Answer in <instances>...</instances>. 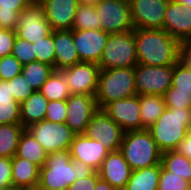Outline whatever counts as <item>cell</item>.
Returning a JSON list of instances; mask_svg holds the SVG:
<instances>
[{
    "mask_svg": "<svg viewBox=\"0 0 191 190\" xmlns=\"http://www.w3.org/2000/svg\"><path fill=\"white\" fill-rule=\"evenodd\" d=\"M47 154L41 144L25 128L19 138L16 156L28 159L41 168L45 164Z\"/></svg>",
    "mask_w": 191,
    "mask_h": 190,
    "instance_id": "obj_25",
    "label": "cell"
},
{
    "mask_svg": "<svg viewBox=\"0 0 191 190\" xmlns=\"http://www.w3.org/2000/svg\"><path fill=\"white\" fill-rule=\"evenodd\" d=\"M124 130L103 109L91 117L85 135L100 142L109 152L120 150Z\"/></svg>",
    "mask_w": 191,
    "mask_h": 190,
    "instance_id": "obj_10",
    "label": "cell"
},
{
    "mask_svg": "<svg viewBox=\"0 0 191 190\" xmlns=\"http://www.w3.org/2000/svg\"><path fill=\"white\" fill-rule=\"evenodd\" d=\"M142 130L151 127L165 110L164 97L161 95H139Z\"/></svg>",
    "mask_w": 191,
    "mask_h": 190,
    "instance_id": "obj_27",
    "label": "cell"
},
{
    "mask_svg": "<svg viewBox=\"0 0 191 190\" xmlns=\"http://www.w3.org/2000/svg\"><path fill=\"white\" fill-rule=\"evenodd\" d=\"M101 22L99 21L96 7L94 5L79 4L72 30H99Z\"/></svg>",
    "mask_w": 191,
    "mask_h": 190,
    "instance_id": "obj_32",
    "label": "cell"
},
{
    "mask_svg": "<svg viewBox=\"0 0 191 190\" xmlns=\"http://www.w3.org/2000/svg\"><path fill=\"white\" fill-rule=\"evenodd\" d=\"M39 91L48 101L67 100L72 94L60 71H54Z\"/></svg>",
    "mask_w": 191,
    "mask_h": 190,
    "instance_id": "obj_29",
    "label": "cell"
},
{
    "mask_svg": "<svg viewBox=\"0 0 191 190\" xmlns=\"http://www.w3.org/2000/svg\"><path fill=\"white\" fill-rule=\"evenodd\" d=\"M137 64L134 30L110 34L98 64L100 69L135 67Z\"/></svg>",
    "mask_w": 191,
    "mask_h": 190,
    "instance_id": "obj_6",
    "label": "cell"
},
{
    "mask_svg": "<svg viewBox=\"0 0 191 190\" xmlns=\"http://www.w3.org/2000/svg\"><path fill=\"white\" fill-rule=\"evenodd\" d=\"M8 83L14 100L20 104L28 99L33 92H35L29 83H27L22 74L17 75L15 78L9 80Z\"/></svg>",
    "mask_w": 191,
    "mask_h": 190,
    "instance_id": "obj_37",
    "label": "cell"
},
{
    "mask_svg": "<svg viewBox=\"0 0 191 190\" xmlns=\"http://www.w3.org/2000/svg\"><path fill=\"white\" fill-rule=\"evenodd\" d=\"M72 94L95 96L97 91L100 66L93 62H79L60 71Z\"/></svg>",
    "mask_w": 191,
    "mask_h": 190,
    "instance_id": "obj_13",
    "label": "cell"
},
{
    "mask_svg": "<svg viewBox=\"0 0 191 190\" xmlns=\"http://www.w3.org/2000/svg\"><path fill=\"white\" fill-rule=\"evenodd\" d=\"M100 178L96 171H85L67 190H94Z\"/></svg>",
    "mask_w": 191,
    "mask_h": 190,
    "instance_id": "obj_41",
    "label": "cell"
},
{
    "mask_svg": "<svg viewBox=\"0 0 191 190\" xmlns=\"http://www.w3.org/2000/svg\"><path fill=\"white\" fill-rule=\"evenodd\" d=\"M158 190H191V183L162 167Z\"/></svg>",
    "mask_w": 191,
    "mask_h": 190,
    "instance_id": "obj_34",
    "label": "cell"
},
{
    "mask_svg": "<svg viewBox=\"0 0 191 190\" xmlns=\"http://www.w3.org/2000/svg\"><path fill=\"white\" fill-rule=\"evenodd\" d=\"M23 65L11 54L0 58V80L9 81L20 75Z\"/></svg>",
    "mask_w": 191,
    "mask_h": 190,
    "instance_id": "obj_39",
    "label": "cell"
},
{
    "mask_svg": "<svg viewBox=\"0 0 191 190\" xmlns=\"http://www.w3.org/2000/svg\"><path fill=\"white\" fill-rule=\"evenodd\" d=\"M179 60L191 69V41L181 43Z\"/></svg>",
    "mask_w": 191,
    "mask_h": 190,
    "instance_id": "obj_47",
    "label": "cell"
},
{
    "mask_svg": "<svg viewBox=\"0 0 191 190\" xmlns=\"http://www.w3.org/2000/svg\"><path fill=\"white\" fill-rule=\"evenodd\" d=\"M0 190H13L12 187H0Z\"/></svg>",
    "mask_w": 191,
    "mask_h": 190,
    "instance_id": "obj_52",
    "label": "cell"
},
{
    "mask_svg": "<svg viewBox=\"0 0 191 190\" xmlns=\"http://www.w3.org/2000/svg\"><path fill=\"white\" fill-rule=\"evenodd\" d=\"M85 171L79 162L72 160L69 150L51 152L40 168L39 185L53 190H67Z\"/></svg>",
    "mask_w": 191,
    "mask_h": 190,
    "instance_id": "obj_3",
    "label": "cell"
},
{
    "mask_svg": "<svg viewBox=\"0 0 191 190\" xmlns=\"http://www.w3.org/2000/svg\"><path fill=\"white\" fill-rule=\"evenodd\" d=\"M67 113V100L49 101L44 119L54 123H65Z\"/></svg>",
    "mask_w": 191,
    "mask_h": 190,
    "instance_id": "obj_40",
    "label": "cell"
},
{
    "mask_svg": "<svg viewBox=\"0 0 191 190\" xmlns=\"http://www.w3.org/2000/svg\"><path fill=\"white\" fill-rule=\"evenodd\" d=\"M21 124L20 103L14 100L8 81L0 80V125Z\"/></svg>",
    "mask_w": 191,
    "mask_h": 190,
    "instance_id": "obj_26",
    "label": "cell"
},
{
    "mask_svg": "<svg viewBox=\"0 0 191 190\" xmlns=\"http://www.w3.org/2000/svg\"><path fill=\"white\" fill-rule=\"evenodd\" d=\"M102 0H78L79 4H87V5H96L100 3Z\"/></svg>",
    "mask_w": 191,
    "mask_h": 190,
    "instance_id": "obj_49",
    "label": "cell"
},
{
    "mask_svg": "<svg viewBox=\"0 0 191 190\" xmlns=\"http://www.w3.org/2000/svg\"><path fill=\"white\" fill-rule=\"evenodd\" d=\"M52 34L55 44V71H61L79 63L72 30H52Z\"/></svg>",
    "mask_w": 191,
    "mask_h": 190,
    "instance_id": "obj_21",
    "label": "cell"
},
{
    "mask_svg": "<svg viewBox=\"0 0 191 190\" xmlns=\"http://www.w3.org/2000/svg\"><path fill=\"white\" fill-rule=\"evenodd\" d=\"M160 151H173L191 130V108H165L148 128Z\"/></svg>",
    "mask_w": 191,
    "mask_h": 190,
    "instance_id": "obj_2",
    "label": "cell"
},
{
    "mask_svg": "<svg viewBox=\"0 0 191 190\" xmlns=\"http://www.w3.org/2000/svg\"><path fill=\"white\" fill-rule=\"evenodd\" d=\"M52 30H72L78 0H38Z\"/></svg>",
    "mask_w": 191,
    "mask_h": 190,
    "instance_id": "obj_19",
    "label": "cell"
},
{
    "mask_svg": "<svg viewBox=\"0 0 191 190\" xmlns=\"http://www.w3.org/2000/svg\"><path fill=\"white\" fill-rule=\"evenodd\" d=\"M24 129L22 124L0 125V157L12 158L16 155L19 138Z\"/></svg>",
    "mask_w": 191,
    "mask_h": 190,
    "instance_id": "obj_28",
    "label": "cell"
},
{
    "mask_svg": "<svg viewBox=\"0 0 191 190\" xmlns=\"http://www.w3.org/2000/svg\"><path fill=\"white\" fill-rule=\"evenodd\" d=\"M15 31L18 37L32 44L44 39L52 32L46 20L44 8L38 0L20 12Z\"/></svg>",
    "mask_w": 191,
    "mask_h": 190,
    "instance_id": "obj_11",
    "label": "cell"
},
{
    "mask_svg": "<svg viewBox=\"0 0 191 190\" xmlns=\"http://www.w3.org/2000/svg\"><path fill=\"white\" fill-rule=\"evenodd\" d=\"M32 45L33 55L36 56V61L52 66L55 71V44L52 32L44 39Z\"/></svg>",
    "mask_w": 191,
    "mask_h": 190,
    "instance_id": "obj_33",
    "label": "cell"
},
{
    "mask_svg": "<svg viewBox=\"0 0 191 190\" xmlns=\"http://www.w3.org/2000/svg\"><path fill=\"white\" fill-rule=\"evenodd\" d=\"M174 65L150 66L137 64L134 67L137 95H161L172 85Z\"/></svg>",
    "mask_w": 191,
    "mask_h": 190,
    "instance_id": "obj_7",
    "label": "cell"
},
{
    "mask_svg": "<svg viewBox=\"0 0 191 190\" xmlns=\"http://www.w3.org/2000/svg\"><path fill=\"white\" fill-rule=\"evenodd\" d=\"M136 95L134 67L100 69L95 100L99 109Z\"/></svg>",
    "mask_w": 191,
    "mask_h": 190,
    "instance_id": "obj_5",
    "label": "cell"
},
{
    "mask_svg": "<svg viewBox=\"0 0 191 190\" xmlns=\"http://www.w3.org/2000/svg\"><path fill=\"white\" fill-rule=\"evenodd\" d=\"M48 100L40 91H35L20 104L21 124L27 128L33 123L44 120Z\"/></svg>",
    "mask_w": 191,
    "mask_h": 190,
    "instance_id": "obj_23",
    "label": "cell"
},
{
    "mask_svg": "<svg viewBox=\"0 0 191 190\" xmlns=\"http://www.w3.org/2000/svg\"><path fill=\"white\" fill-rule=\"evenodd\" d=\"M13 190H30L39 184L40 168L28 159L11 158Z\"/></svg>",
    "mask_w": 191,
    "mask_h": 190,
    "instance_id": "obj_22",
    "label": "cell"
},
{
    "mask_svg": "<svg viewBox=\"0 0 191 190\" xmlns=\"http://www.w3.org/2000/svg\"><path fill=\"white\" fill-rule=\"evenodd\" d=\"M169 0H129L134 29H163Z\"/></svg>",
    "mask_w": 191,
    "mask_h": 190,
    "instance_id": "obj_14",
    "label": "cell"
},
{
    "mask_svg": "<svg viewBox=\"0 0 191 190\" xmlns=\"http://www.w3.org/2000/svg\"><path fill=\"white\" fill-rule=\"evenodd\" d=\"M171 86L177 90L191 91V69L180 60L174 64Z\"/></svg>",
    "mask_w": 191,
    "mask_h": 190,
    "instance_id": "obj_36",
    "label": "cell"
},
{
    "mask_svg": "<svg viewBox=\"0 0 191 190\" xmlns=\"http://www.w3.org/2000/svg\"><path fill=\"white\" fill-rule=\"evenodd\" d=\"M53 72L52 66L35 61L24 65L21 74L34 91H39Z\"/></svg>",
    "mask_w": 191,
    "mask_h": 190,
    "instance_id": "obj_31",
    "label": "cell"
},
{
    "mask_svg": "<svg viewBox=\"0 0 191 190\" xmlns=\"http://www.w3.org/2000/svg\"><path fill=\"white\" fill-rule=\"evenodd\" d=\"M161 165L166 171L173 172L191 183V160L184 155L175 150L163 152Z\"/></svg>",
    "mask_w": 191,
    "mask_h": 190,
    "instance_id": "obj_30",
    "label": "cell"
},
{
    "mask_svg": "<svg viewBox=\"0 0 191 190\" xmlns=\"http://www.w3.org/2000/svg\"><path fill=\"white\" fill-rule=\"evenodd\" d=\"M35 0H0V10L21 12Z\"/></svg>",
    "mask_w": 191,
    "mask_h": 190,
    "instance_id": "obj_45",
    "label": "cell"
},
{
    "mask_svg": "<svg viewBox=\"0 0 191 190\" xmlns=\"http://www.w3.org/2000/svg\"><path fill=\"white\" fill-rule=\"evenodd\" d=\"M175 151L191 160V130L181 140V142L176 147Z\"/></svg>",
    "mask_w": 191,
    "mask_h": 190,
    "instance_id": "obj_46",
    "label": "cell"
},
{
    "mask_svg": "<svg viewBox=\"0 0 191 190\" xmlns=\"http://www.w3.org/2000/svg\"><path fill=\"white\" fill-rule=\"evenodd\" d=\"M162 165L132 170L131 176L124 190H158Z\"/></svg>",
    "mask_w": 191,
    "mask_h": 190,
    "instance_id": "obj_24",
    "label": "cell"
},
{
    "mask_svg": "<svg viewBox=\"0 0 191 190\" xmlns=\"http://www.w3.org/2000/svg\"><path fill=\"white\" fill-rule=\"evenodd\" d=\"M69 153L72 160L79 162L86 171L98 172L109 151L97 140L85 134H75Z\"/></svg>",
    "mask_w": 191,
    "mask_h": 190,
    "instance_id": "obj_12",
    "label": "cell"
},
{
    "mask_svg": "<svg viewBox=\"0 0 191 190\" xmlns=\"http://www.w3.org/2000/svg\"><path fill=\"white\" fill-rule=\"evenodd\" d=\"M137 63L150 66L174 65L181 43L163 29H134Z\"/></svg>",
    "mask_w": 191,
    "mask_h": 190,
    "instance_id": "obj_1",
    "label": "cell"
},
{
    "mask_svg": "<svg viewBox=\"0 0 191 190\" xmlns=\"http://www.w3.org/2000/svg\"><path fill=\"white\" fill-rule=\"evenodd\" d=\"M47 153L69 150L75 133L66 123L42 120L26 128Z\"/></svg>",
    "mask_w": 191,
    "mask_h": 190,
    "instance_id": "obj_9",
    "label": "cell"
},
{
    "mask_svg": "<svg viewBox=\"0 0 191 190\" xmlns=\"http://www.w3.org/2000/svg\"><path fill=\"white\" fill-rule=\"evenodd\" d=\"M95 96L71 94L67 99V118L65 123L75 134H84L91 117L98 110Z\"/></svg>",
    "mask_w": 191,
    "mask_h": 190,
    "instance_id": "obj_15",
    "label": "cell"
},
{
    "mask_svg": "<svg viewBox=\"0 0 191 190\" xmlns=\"http://www.w3.org/2000/svg\"><path fill=\"white\" fill-rule=\"evenodd\" d=\"M30 190H53V189H49L46 187H42L39 184H37L34 188L30 189Z\"/></svg>",
    "mask_w": 191,
    "mask_h": 190,
    "instance_id": "obj_51",
    "label": "cell"
},
{
    "mask_svg": "<svg viewBox=\"0 0 191 190\" xmlns=\"http://www.w3.org/2000/svg\"><path fill=\"white\" fill-rule=\"evenodd\" d=\"M74 45L80 62L100 63L110 34L99 30H72Z\"/></svg>",
    "mask_w": 191,
    "mask_h": 190,
    "instance_id": "obj_17",
    "label": "cell"
},
{
    "mask_svg": "<svg viewBox=\"0 0 191 190\" xmlns=\"http://www.w3.org/2000/svg\"><path fill=\"white\" fill-rule=\"evenodd\" d=\"M120 151L132 170L161 163L162 152L148 129L125 131Z\"/></svg>",
    "mask_w": 191,
    "mask_h": 190,
    "instance_id": "obj_4",
    "label": "cell"
},
{
    "mask_svg": "<svg viewBox=\"0 0 191 190\" xmlns=\"http://www.w3.org/2000/svg\"><path fill=\"white\" fill-rule=\"evenodd\" d=\"M176 1L191 8V0H176Z\"/></svg>",
    "mask_w": 191,
    "mask_h": 190,
    "instance_id": "obj_50",
    "label": "cell"
},
{
    "mask_svg": "<svg viewBox=\"0 0 191 190\" xmlns=\"http://www.w3.org/2000/svg\"><path fill=\"white\" fill-rule=\"evenodd\" d=\"M19 12L0 10V29L15 31L18 26Z\"/></svg>",
    "mask_w": 191,
    "mask_h": 190,
    "instance_id": "obj_44",
    "label": "cell"
},
{
    "mask_svg": "<svg viewBox=\"0 0 191 190\" xmlns=\"http://www.w3.org/2000/svg\"><path fill=\"white\" fill-rule=\"evenodd\" d=\"M94 190H117V189L112 187L107 181L99 178L97 180V184Z\"/></svg>",
    "mask_w": 191,
    "mask_h": 190,
    "instance_id": "obj_48",
    "label": "cell"
},
{
    "mask_svg": "<svg viewBox=\"0 0 191 190\" xmlns=\"http://www.w3.org/2000/svg\"><path fill=\"white\" fill-rule=\"evenodd\" d=\"M16 36V31L0 29V58L11 55Z\"/></svg>",
    "mask_w": 191,
    "mask_h": 190,
    "instance_id": "obj_42",
    "label": "cell"
},
{
    "mask_svg": "<svg viewBox=\"0 0 191 190\" xmlns=\"http://www.w3.org/2000/svg\"><path fill=\"white\" fill-rule=\"evenodd\" d=\"M0 187H12L11 158L0 157Z\"/></svg>",
    "mask_w": 191,
    "mask_h": 190,
    "instance_id": "obj_43",
    "label": "cell"
},
{
    "mask_svg": "<svg viewBox=\"0 0 191 190\" xmlns=\"http://www.w3.org/2000/svg\"><path fill=\"white\" fill-rule=\"evenodd\" d=\"M95 7L104 32L114 34L134 30L129 0H102Z\"/></svg>",
    "mask_w": 191,
    "mask_h": 190,
    "instance_id": "obj_8",
    "label": "cell"
},
{
    "mask_svg": "<svg viewBox=\"0 0 191 190\" xmlns=\"http://www.w3.org/2000/svg\"><path fill=\"white\" fill-rule=\"evenodd\" d=\"M32 43L16 36L14 47L11 54L24 66L36 61V56L33 55Z\"/></svg>",
    "mask_w": 191,
    "mask_h": 190,
    "instance_id": "obj_38",
    "label": "cell"
},
{
    "mask_svg": "<svg viewBox=\"0 0 191 190\" xmlns=\"http://www.w3.org/2000/svg\"><path fill=\"white\" fill-rule=\"evenodd\" d=\"M163 30L180 43L191 41V8L169 0Z\"/></svg>",
    "mask_w": 191,
    "mask_h": 190,
    "instance_id": "obj_18",
    "label": "cell"
},
{
    "mask_svg": "<svg viewBox=\"0 0 191 190\" xmlns=\"http://www.w3.org/2000/svg\"><path fill=\"white\" fill-rule=\"evenodd\" d=\"M132 169L120 150L109 152L98 170L101 179L117 190H124L130 179Z\"/></svg>",
    "mask_w": 191,
    "mask_h": 190,
    "instance_id": "obj_20",
    "label": "cell"
},
{
    "mask_svg": "<svg viewBox=\"0 0 191 190\" xmlns=\"http://www.w3.org/2000/svg\"><path fill=\"white\" fill-rule=\"evenodd\" d=\"M166 108H191V91L177 90L171 86L163 95Z\"/></svg>",
    "mask_w": 191,
    "mask_h": 190,
    "instance_id": "obj_35",
    "label": "cell"
},
{
    "mask_svg": "<svg viewBox=\"0 0 191 190\" xmlns=\"http://www.w3.org/2000/svg\"><path fill=\"white\" fill-rule=\"evenodd\" d=\"M103 110L124 131L142 130L139 95L112 101Z\"/></svg>",
    "mask_w": 191,
    "mask_h": 190,
    "instance_id": "obj_16",
    "label": "cell"
}]
</instances>
